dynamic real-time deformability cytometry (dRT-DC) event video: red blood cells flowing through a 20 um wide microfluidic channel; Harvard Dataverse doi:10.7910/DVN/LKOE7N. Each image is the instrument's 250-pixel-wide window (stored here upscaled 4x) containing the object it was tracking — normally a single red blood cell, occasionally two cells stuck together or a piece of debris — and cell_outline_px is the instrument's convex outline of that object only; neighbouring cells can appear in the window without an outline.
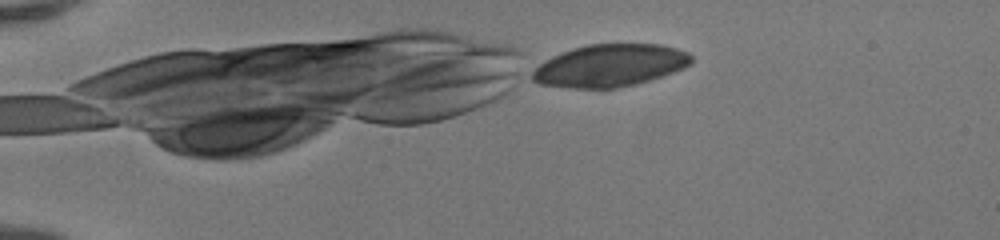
{"species": "human", "species_latin": "Homo sapiens", "temperature_condition": "room temperature", "stored_images_in_passage": 42, "camera_frame_rate_fps": 3000, "um_per_image_px": 0.085, "donor": {"sex": "female"}, "frame": {"image": 1, "passage_image": 1, "time_ms": 0.0, "image_size_px": [1000, 240], "cell_outline_px": [[692, 64], [684, 68], [636, 84], [616, 88], [568, 88], [540, 84], [524, 76], [528, 72], [544, 60], [552, 56], [588, 44], [660, 44], [676, 48], [688, 52], [692, 56]], "centroid_in_image_um": [51.78, 5.58], "position_along_channel_um": 33.2, "area_um2": 39.54}}
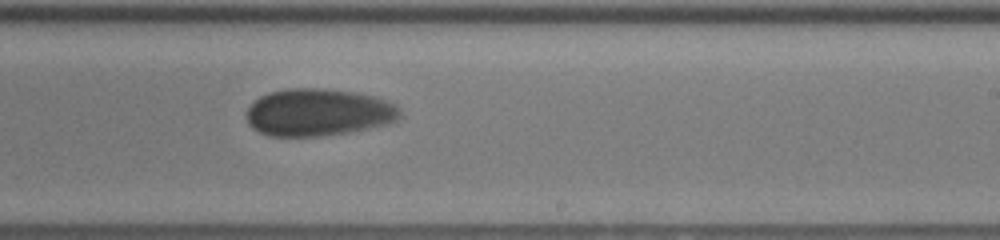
{"frame": {"image": 2, "passage_image": 24, "time_ms": 7.667, "image_size_px": [1000, 240], "cell_outline_px": [[400, 120], [388, 124], [348, 132], [320, 136], [268, 136], [252, 128], [248, 124], [244, 116], [248, 108], [260, 96], [272, 92], [288, 88], [316, 88], [356, 92], [372, 96], [384, 100], [392, 104], [400, 112]], "centroid_in_image_um": [27.01, 9.56], "position_along_channel_um": 262.0, "area_um2": 42.19}}
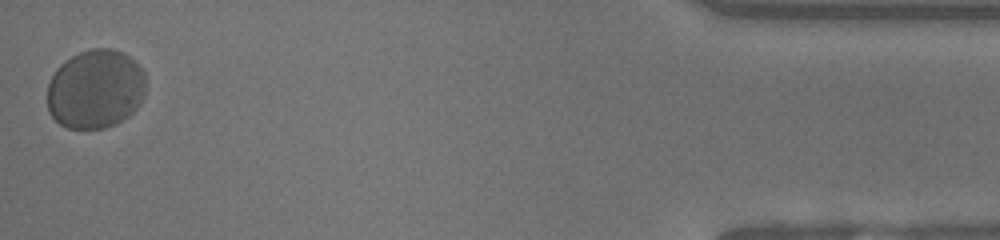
{"frame": {"image": 3, "passage_image": 42, "time_ms": 13.667, "image_size_px": [1000, 240], "cell_outline_px": [[148, 88], [140, 104], [124, 120], [116, 124], [104, 128], [68, 128], [60, 124], [48, 112], [48, 84], [56, 68], [64, 60], [80, 52], [92, 48], [112, 48], [124, 52], [136, 60], [140, 64], [144, 72], [148, 84]], "centroid_in_image_um": [8.16, 7.55], "position_along_channel_um": 427.0, "area_um2": 46.24}, "authors_computed_cell_mechanics": {"area_um2": 42.3096, "velocity_mm_per_s": 3.9552, "shape_relaxation_time_tau1_ms": 2.1335, "shape_relaxation_time_tau2_ms": 1.1542, "deformation_change_tau1": 0.0516, "deformation_change_tau2": 0.0374}}